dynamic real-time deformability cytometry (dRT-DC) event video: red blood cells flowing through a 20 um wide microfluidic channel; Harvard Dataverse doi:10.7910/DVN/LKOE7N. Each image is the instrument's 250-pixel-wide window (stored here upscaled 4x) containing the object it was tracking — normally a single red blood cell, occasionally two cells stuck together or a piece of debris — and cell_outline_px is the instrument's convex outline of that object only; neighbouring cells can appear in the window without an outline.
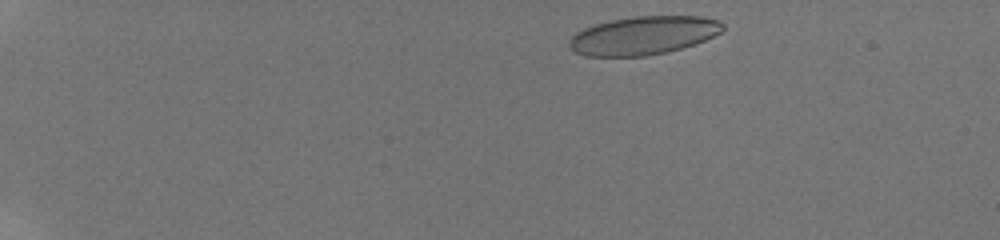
{"species": "human", "species_latin": "Homo sapiens", "temperature_condition": "room temperature", "stored_images_in_passage": 15, "camera_frame_rate_fps": 3000, "um_per_image_px": 0.085, "donor": {"sex": "male"}, "frame": {"image": 1, "passage_image": 2, "time_ms": 0.667, "image_size_px": [1000, 240], "cell_outline_px": [[724, 28], [720, 32], [696, 44], [668, 52], [648, 56], [584, 56], [576, 52], [568, 44], [568, 40], [576, 32], [584, 28], [608, 20], [632, 16], [700, 16], [720, 20], [724, 24]], "centroid_in_image_um": [54.69, 3.01], "position_along_channel_um": 30.3, "area_um2": 34.56}}
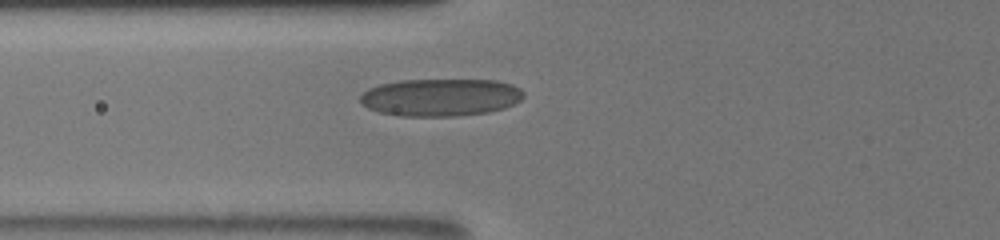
{"frame": {"image": 2, "passage_image": 10, "time_ms": 5.333, "image_size_px": [1000, 240], "cell_outline_px": [[524, 96], [520, 100], [504, 108], [488, 112], [456, 116], [400, 116], [380, 112], [368, 108], [360, 104], [360, 96], [368, 88], [380, 84], [400, 80], [496, 80], [512, 84], [520, 88], [524, 92]], "centroid_in_image_um": [37.44, 8.27], "position_along_channel_um": 88.4, "area_um2": 35.84}}
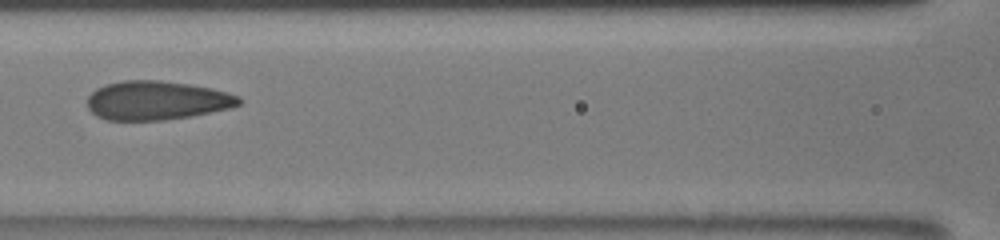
{"frame": {"image": 3, "passage_image": 13, "time_ms": 7.0, "image_size_px": [1000, 240], "cell_outline_px": [[244, 100], [240, 104], [228, 108], [188, 116], [164, 120], [108, 120], [96, 116], [88, 108], [88, 96], [96, 88], [108, 84], [124, 80], [160, 80], [188, 84], [212, 88], [240, 96]], "centroid_in_image_um": [13.32, 8.53], "position_along_channel_um": 153.3, "area_um2": 34.22}}